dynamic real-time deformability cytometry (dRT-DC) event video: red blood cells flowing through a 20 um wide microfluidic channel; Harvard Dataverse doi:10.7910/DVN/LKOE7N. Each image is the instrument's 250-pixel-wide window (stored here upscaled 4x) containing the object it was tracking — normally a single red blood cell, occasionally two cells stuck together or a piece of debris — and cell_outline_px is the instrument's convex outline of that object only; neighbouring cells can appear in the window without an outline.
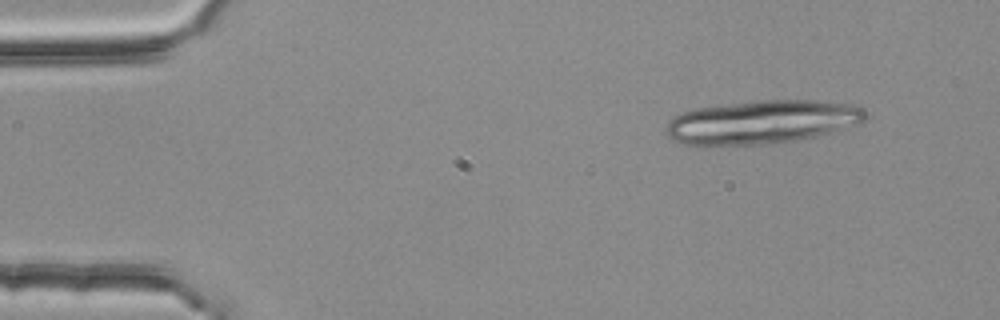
{"species": "common noctule bat (a hibernating species)", "species_latin": "Nyctalus noctula", "temperature_condition": "room temperature", "stored_images_in_passage": 3, "camera_frame_rate_fps": 3000, "um_per_image_px": 0.085, "animal": {"sex": "female", "body_mass_g": 25.1}, "frame": {"image": 1, "passage_image": 1, "time_ms": 0.0, "image_size_px": [1000, 320], "cell_outline_px": [[868, 116], [864, 120], [828, 132], [812, 136], [792, 140], [764, 144], [684, 144], [672, 140], [664, 132], [664, 128], [668, 120], [684, 112], [696, 108], [728, 104], [764, 100], [812, 100], [844, 104], [860, 108]], "centroid_in_image_um": [64.65, 10.36], "position_along_channel_um": 20.3, "area_um2": 49.19}}